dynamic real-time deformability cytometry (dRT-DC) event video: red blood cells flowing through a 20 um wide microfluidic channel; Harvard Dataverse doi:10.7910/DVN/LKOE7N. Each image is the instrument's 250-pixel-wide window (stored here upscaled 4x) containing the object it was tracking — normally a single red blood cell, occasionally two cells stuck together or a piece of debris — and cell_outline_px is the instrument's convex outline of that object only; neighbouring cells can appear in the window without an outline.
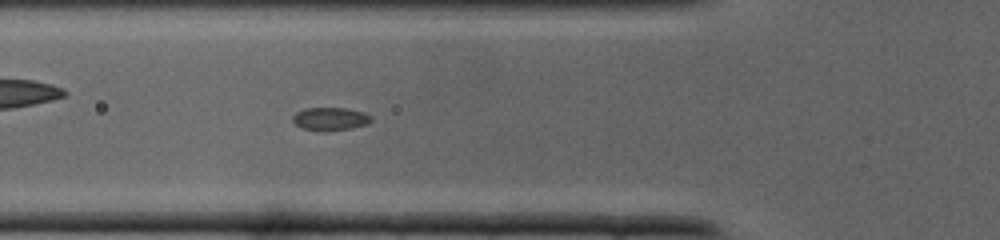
{"species": "common noctule bat (a hibernating species)", "species_latin": "Nyctalus noctula", "temperature_condition": "cold", "stored_images_in_passage": 37, "segment_of_instrument_passage": [1, 2], "camera_frame_rate_fps": 3000, "um_per_image_px": 0.085, "animal": {"sex": "male", "body_mass_g": 19.0, "forearm_length_mm": 50.8}, "frame": {"image": 1, "passage_image": 12, "time_ms": 3.667, "image_size_px": [1000, 240], "cell_outline_px": [[372, 120], [368, 124], [352, 128], [324, 132], [300, 128], [292, 120], [292, 116], [296, 112], [304, 108], [344, 108], [364, 112], [372, 116]], "centroid_in_image_um": [28.07, 10.11], "position_along_channel_um": 97.7, "area_um2": 10.75}}
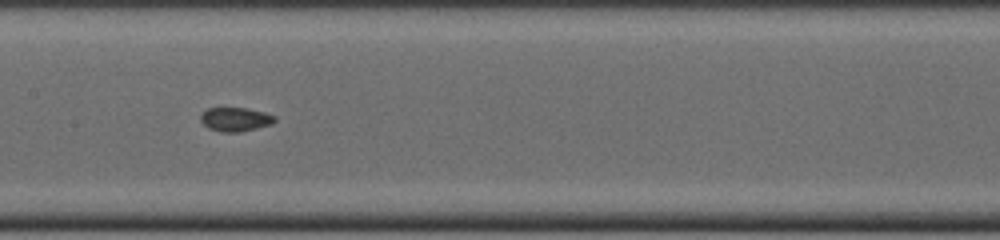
{"frame": {"image": 2, "passage_image": 17, "time_ms": 5.333, "image_size_px": [1000, 240], "cell_outline_px": [[276, 120], [272, 124], [240, 132], [220, 132], [208, 128], [200, 120], [200, 116], [208, 108], [248, 108], [264, 112], [276, 116]], "centroid_in_image_um": [20.02, 10.14], "position_along_channel_um": 187.4, "area_um2": 10.35}}
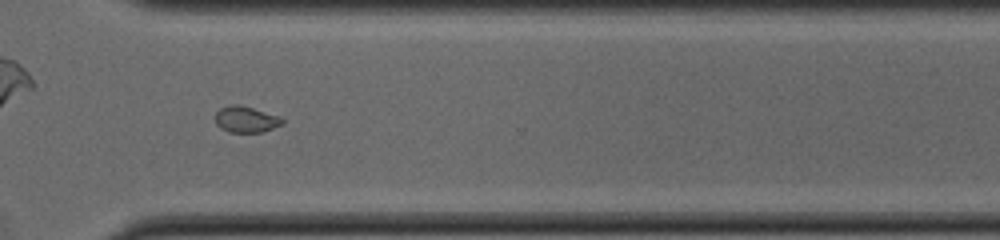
{"frame": {"image": 3, "passage_image": 26, "time_ms": 8.333, "image_size_px": [1000, 240], "cell_outline_px": [[284, 124], [260, 132], [228, 132], [220, 128], [216, 124], [216, 112], [220, 108], [232, 104], [236, 104], [252, 108], [280, 116], [284, 120]], "centroid_in_image_um": [20.91, 10.15], "position_along_channel_um": 349.7, "area_um2": 10.17}}